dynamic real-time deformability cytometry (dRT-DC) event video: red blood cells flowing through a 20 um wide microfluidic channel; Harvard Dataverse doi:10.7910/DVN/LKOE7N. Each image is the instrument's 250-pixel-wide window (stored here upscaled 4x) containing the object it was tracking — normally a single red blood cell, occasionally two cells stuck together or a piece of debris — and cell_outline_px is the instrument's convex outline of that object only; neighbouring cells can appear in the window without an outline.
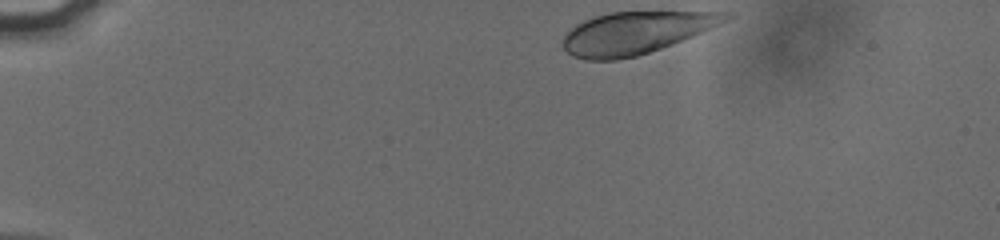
{"species": "human", "species_latin": "Homo sapiens", "temperature_condition": "cold", "stored_images_in_passage": 40, "camera_frame_rate_fps": 3000, "um_per_image_px": 0.085, "donor": {"sex": "male"}, "frame": {"image": 1, "passage_image": 1, "time_ms": 0.0, "image_size_px": [1000, 240], "cell_outline_px": [[736, 12], [732, 16], [692, 36], [672, 44], [636, 56], [616, 60], [588, 60], [572, 56], [564, 48], [564, 36], [576, 24], [592, 16], [608, 12]], "centroid_in_image_um": [53.97, 2.78], "position_along_channel_um": 31.0, "area_um2": 39.3}}
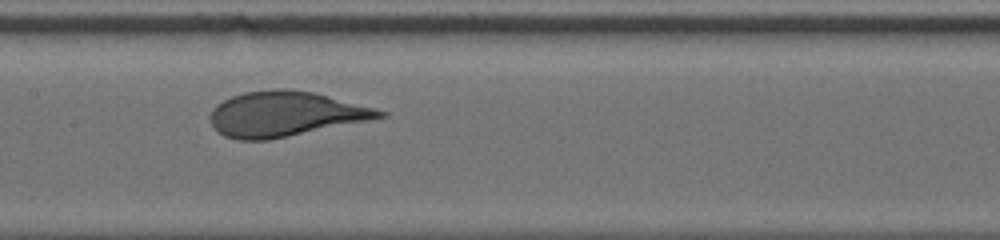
{"frame": {"image": 2, "passage_image": 20, "time_ms": 6.333, "image_size_px": [1000, 240], "cell_outline_px": [[388, 116], [268, 140], [236, 140], [224, 136], [212, 124], [212, 108], [216, 104], [232, 96], [244, 92], [276, 88], [284, 88], [312, 92], [376, 108], [388, 112]], "centroid_in_image_um": [24.24, 9.68], "position_along_channel_um": 183.2, "area_um2": 43.93}}
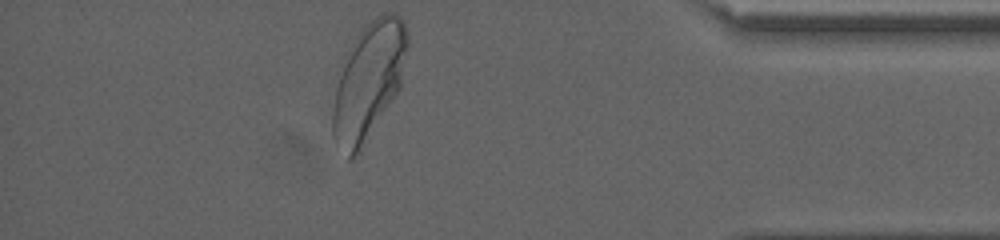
{"frame": {"image": 3, "passage_image": 40, "time_ms": 13.0, "image_size_px": [1000, 240], "cell_outline_px": [[408, 44], [400, 88], [360, 152], [352, 160], [348, 160], [336, 144], [332, 136], [332, 108], [336, 88], [344, 64], [352, 44], [356, 36], [376, 16], [384, 12], [396, 12], [404, 20], [408, 32]], "centroid_in_image_um": [31.35, 6.93], "position_along_channel_um": 403.9, "area_um2": 50.58}, "authors_computed_cell_mechanics": {"area_um2": 43.5812, "velocity_mm_per_s": 3.7727, "shape_relaxation_time_tau1_ms": 3.3363, "shape_relaxation_time_tau2_ms": null, "deformation_change_tau1": 0.1527, "deformation_change_tau2": null}}